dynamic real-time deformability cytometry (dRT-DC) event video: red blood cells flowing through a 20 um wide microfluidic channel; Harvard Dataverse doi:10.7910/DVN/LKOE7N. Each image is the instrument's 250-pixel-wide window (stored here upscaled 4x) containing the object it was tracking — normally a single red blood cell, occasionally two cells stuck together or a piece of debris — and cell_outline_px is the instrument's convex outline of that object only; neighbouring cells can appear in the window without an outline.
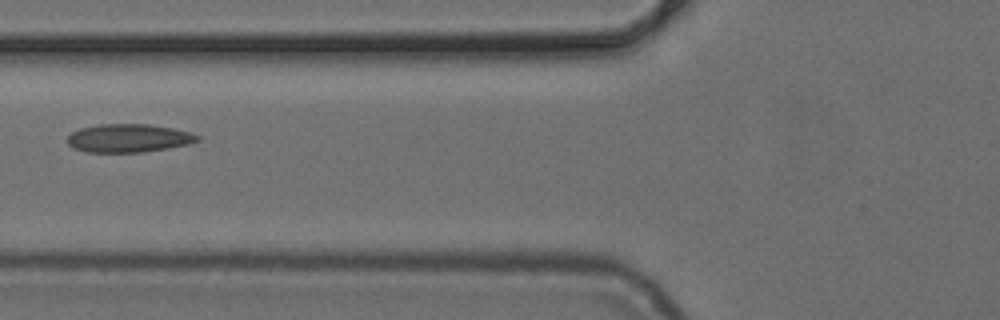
{"species": "common noctule bat (a hibernating species)", "species_latin": "Nyctalus noctula", "temperature_condition": "cold", "stored_images_in_passage": 4, "camera_frame_rate_fps": 3000, "um_per_image_px": 0.085, "animal": {"sex": "female", "body_mass_g": 24.6, "forearm_length_mm": 56.2}, "frame": {"image": 1, "passage_image": 3, "time_ms": 2.333, "image_size_px": [1000, 320], "cell_outline_px": [[200, 140], [188, 144], [168, 148], [144, 152], [88, 152], [72, 148], [68, 144], [68, 136], [72, 132], [80, 128], [100, 124], [148, 124], [172, 128], [192, 132], [200, 136]], "centroid_in_image_um": [10.94, 11.74], "position_along_channel_um": 114.9, "area_um2": 21.5}}
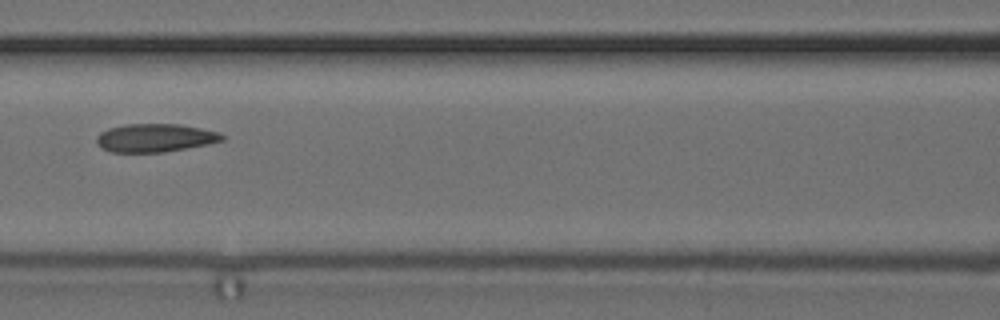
{"frame": {"image": 2, "passage_image": 4, "time_ms": 3.333, "image_size_px": [1000, 320], "cell_outline_px": [[224, 140], [208, 144], [164, 152], [112, 152], [96, 144], [96, 136], [100, 132], [108, 128], [128, 124], [180, 124], [220, 132], [224, 136]], "centroid_in_image_um": [13.18, 11.71], "position_along_channel_um": 153.4, "area_um2": 20.63}}